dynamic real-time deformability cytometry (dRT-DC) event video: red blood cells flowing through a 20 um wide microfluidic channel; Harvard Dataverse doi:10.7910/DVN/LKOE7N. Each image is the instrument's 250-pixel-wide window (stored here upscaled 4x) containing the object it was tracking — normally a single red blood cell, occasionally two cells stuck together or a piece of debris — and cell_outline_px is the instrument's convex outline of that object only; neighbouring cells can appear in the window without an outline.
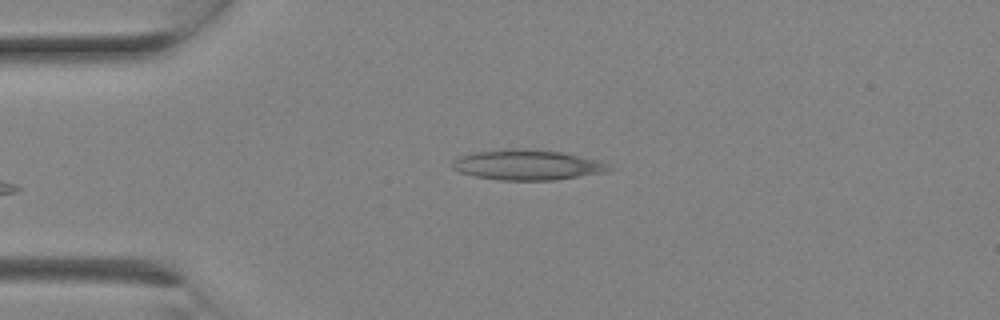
{"species": "Egyptian fruit bat (a non-hibernating species)", "species_latin": "Rousettus aegyptiacus", "temperature_condition": "room temperature", "stored_images_in_passage": 1, "camera_frame_rate_fps": 3000, "um_per_image_px": 0.085, "animal": {"sex": "female"}, "frame": {"image": 1, "passage_image": 1, "time_ms": 0.0, "image_size_px": [1000, 320], "cell_outline_px": [[612, 168], [608, 172], [556, 180], [500, 180], [476, 176], [460, 172], [452, 168], [452, 160], [460, 156], [476, 152], [504, 148], [524, 148], [560, 152], [596, 160]], "centroid_in_image_um": [44.78, 14.01], "position_along_channel_um": 40.2, "area_um2": 27.46}}